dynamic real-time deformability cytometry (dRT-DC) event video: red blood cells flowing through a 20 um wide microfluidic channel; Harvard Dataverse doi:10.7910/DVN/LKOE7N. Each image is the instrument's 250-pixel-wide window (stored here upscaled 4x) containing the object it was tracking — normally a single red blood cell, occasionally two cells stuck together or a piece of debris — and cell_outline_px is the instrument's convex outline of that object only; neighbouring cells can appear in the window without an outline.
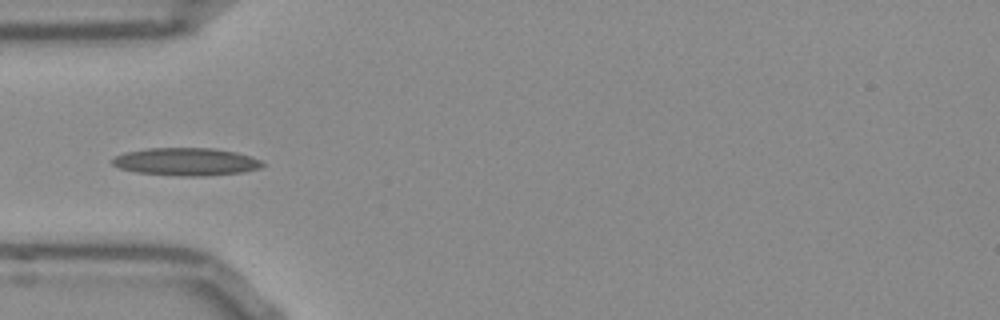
{"species": "Egyptian fruit bat (a non-hibernating species)", "species_latin": "Rousettus aegyptiacus", "temperature_condition": "room temperature", "stored_images_in_passage": 14, "camera_frame_rate_fps": 3000, "um_per_image_px": 0.085, "frame": {"image": 1, "passage_image": 5, "time_ms": 1.333, "image_size_px": [1000, 320], "cell_outline_px": [[264, 164], [260, 168], [244, 172], [204, 176], [180, 176], [136, 172], [120, 168], [112, 164], [108, 160], [112, 156], [124, 152], [148, 148], [212, 148], [236, 152], [252, 156], [260, 160]], "centroid_in_image_um": [15.78, 13.74], "position_along_channel_um": 69.2, "area_um2": 24.51}}